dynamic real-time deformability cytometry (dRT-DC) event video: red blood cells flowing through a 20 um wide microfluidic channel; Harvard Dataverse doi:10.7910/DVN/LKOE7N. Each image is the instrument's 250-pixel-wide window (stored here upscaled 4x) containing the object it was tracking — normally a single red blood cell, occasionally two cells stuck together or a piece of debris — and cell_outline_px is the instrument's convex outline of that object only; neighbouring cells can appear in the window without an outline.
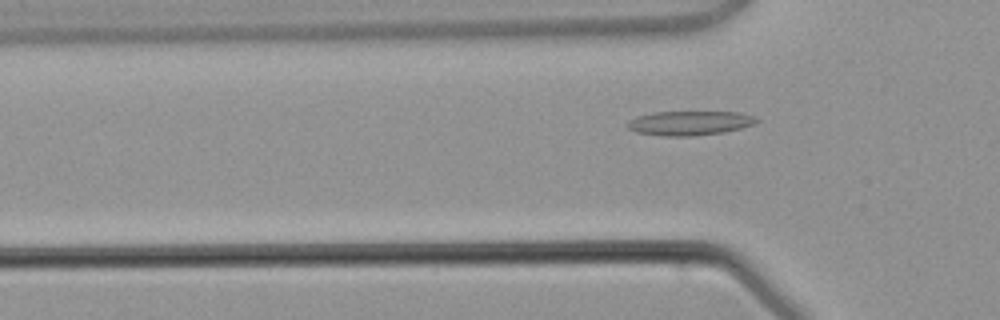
{"species": "common noctule bat (a hibernating species)", "species_latin": "Nyctalus noctula", "temperature_condition": "warm", "stored_images_in_passage": 5, "camera_frame_rate_fps": 3000, "um_per_image_px": 0.085, "animal": {"sex": "male", "body_mass_g": 21.5, "forearm_length_mm": 52.0}, "frame": {"image": 1, "passage_image": 5, "time_ms": 8.333, "image_size_px": [1000, 320], "cell_outline_px": [[760, 120], [752, 124], [740, 128], [724, 132], [692, 136], [664, 136], [636, 132], [628, 128], [624, 124], [628, 120], [636, 116], [652, 112], [740, 112], [756, 116]], "centroid_in_image_um": [58.58, 10.45], "position_along_channel_um": 67.2, "area_um2": 18.44}}